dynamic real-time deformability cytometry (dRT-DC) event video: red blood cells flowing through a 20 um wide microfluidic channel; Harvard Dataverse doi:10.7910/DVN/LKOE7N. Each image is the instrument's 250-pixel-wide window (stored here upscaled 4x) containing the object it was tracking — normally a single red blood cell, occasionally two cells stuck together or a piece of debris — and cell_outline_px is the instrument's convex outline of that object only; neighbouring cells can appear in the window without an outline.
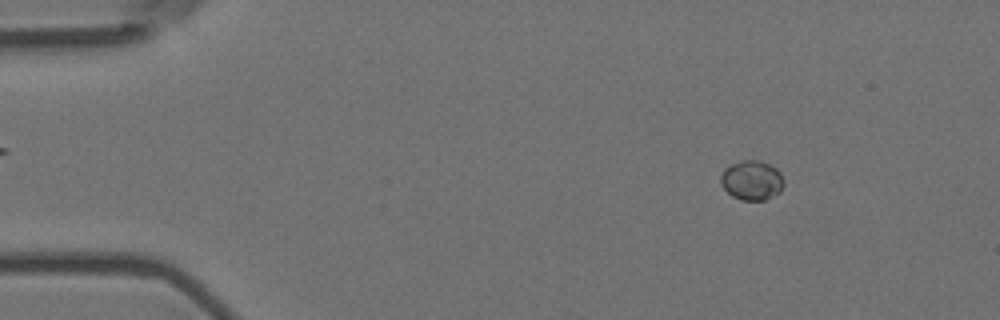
{"species": "Egyptian fruit bat (a non-hibernating species)", "species_latin": "Rousettus aegyptiacus", "temperature_condition": "room temperature", "stored_images_in_passage": 10, "camera_frame_rate_fps": 3000, "um_per_image_px": 0.085, "animal": {"sex": "female"}, "frame": {"image": 1, "passage_image": 1, "time_ms": 0.0, "image_size_px": [1000, 320], "cell_outline_px": [[784, 184], [780, 192], [764, 200], [740, 200], [732, 196], [720, 184], [720, 176], [724, 168], [740, 160], [760, 160], [776, 168], [780, 172], [784, 180]], "centroid_in_image_um": [63.89, 15.32], "position_along_channel_um": 21.1, "area_um2": 14.68}}
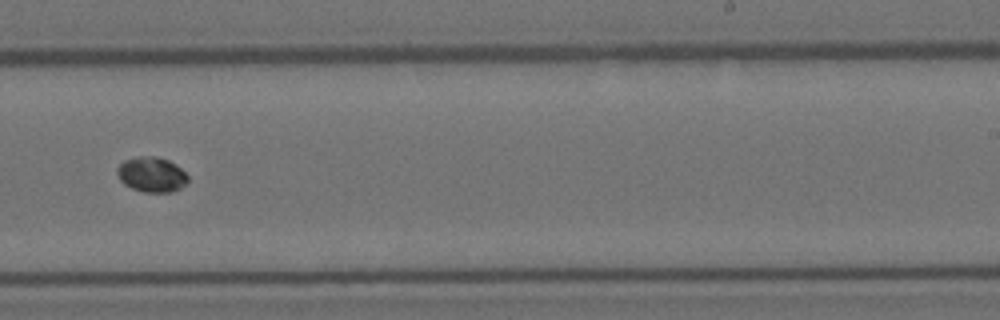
{"frame": {"image": 2, "passage_image": 9, "time_ms": 2.667, "image_size_px": [1000, 320], "cell_outline_px": [[188, 180], [180, 188], [172, 192], [144, 192], [132, 188], [124, 184], [120, 180], [116, 172], [116, 168], [124, 160], [136, 156], [156, 156], [168, 160], [176, 164], [188, 176]], "centroid_in_image_um": [12.86, 14.82], "position_along_channel_um": 276.1, "area_um2": 14.51}}
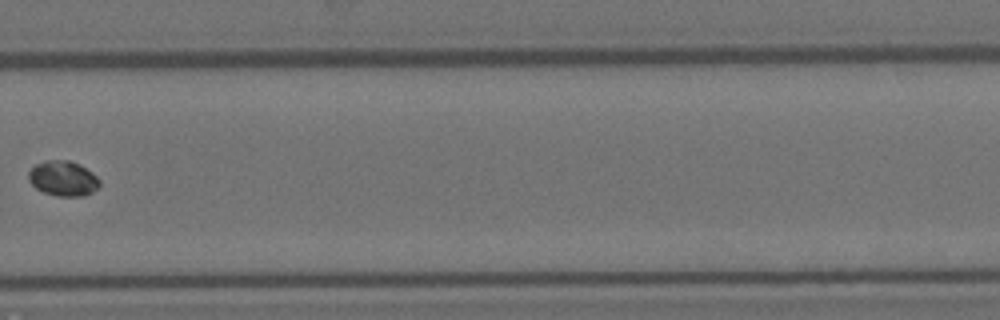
{"frame": {"image": 3, "passage_image": 10, "time_ms": 3.0, "image_size_px": [1000, 320], "cell_outline_px": [[100, 184], [92, 192], [84, 196], [56, 196], [44, 192], [36, 188], [28, 180], [28, 172], [36, 164], [44, 160], [68, 160], [80, 164], [92, 172], [100, 180]], "centroid_in_image_um": [5.36, 15.16], "position_along_channel_um": 324.4, "area_um2": 14.57}}